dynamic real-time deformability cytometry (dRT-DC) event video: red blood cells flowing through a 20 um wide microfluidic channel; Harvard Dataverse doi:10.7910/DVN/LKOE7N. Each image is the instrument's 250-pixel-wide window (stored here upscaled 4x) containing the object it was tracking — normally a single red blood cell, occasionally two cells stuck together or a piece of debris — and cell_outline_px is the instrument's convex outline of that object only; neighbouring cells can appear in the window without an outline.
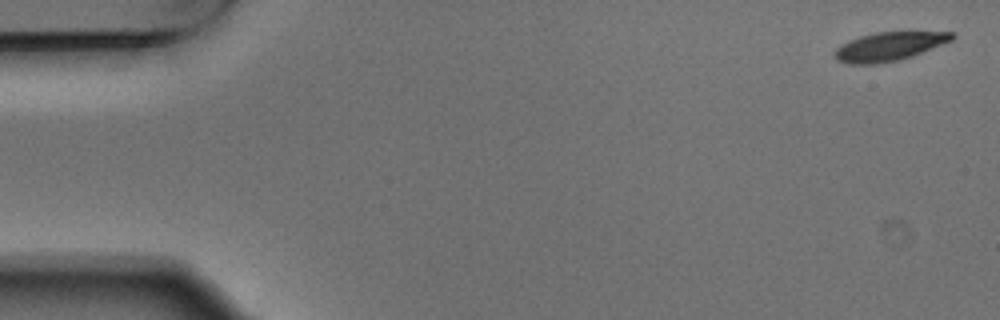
{"species": "Egyptian fruit bat (a non-hibernating species)", "species_latin": "Rousettus aegyptiacus", "temperature_condition": "warm", "stored_images_in_passage": 5, "camera_frame_rate_fps": 3000, "um_per_image_px": 0.085, "animal": {"sex": "male"}, "frame": {"image": 1, "passage_image": 1, "time_ms": 0.0, "image_size_px": [1000, 320], "cell_outline_px": [[956, 36], [952, 40], [912, 56], [900, 60], [876, 64], [848, 64], [836, 60], [832, 56], [836, 48], [840, 44], [848, 40], [860, 36], [876, 32], [956, 32]], "centroid_in_image_um": [75.53, 3.95], "position_along_channel_um": 9.5, "area_um2": 19.77}}
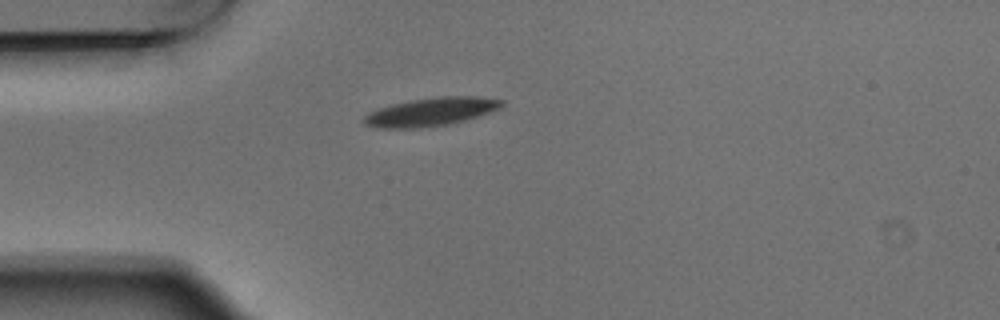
{"frame": {"image": 2, "passage_image": 4, "time_ms": 1.0, "image_size_px": [1000, 320], "cell_outline_px": [[504, 104], [500, 108], [464, 120], [448, 124], [416, 128], [376, 128], [364, 124], [360, 120], [368, 112], [392, 104], [412, 100], [440, 96], [476, 96], [504, 100]], "centroid_in_image_um": [36.58, 9.5], "position_along_channel_um": 48.4, "area_um2": 22.6}}